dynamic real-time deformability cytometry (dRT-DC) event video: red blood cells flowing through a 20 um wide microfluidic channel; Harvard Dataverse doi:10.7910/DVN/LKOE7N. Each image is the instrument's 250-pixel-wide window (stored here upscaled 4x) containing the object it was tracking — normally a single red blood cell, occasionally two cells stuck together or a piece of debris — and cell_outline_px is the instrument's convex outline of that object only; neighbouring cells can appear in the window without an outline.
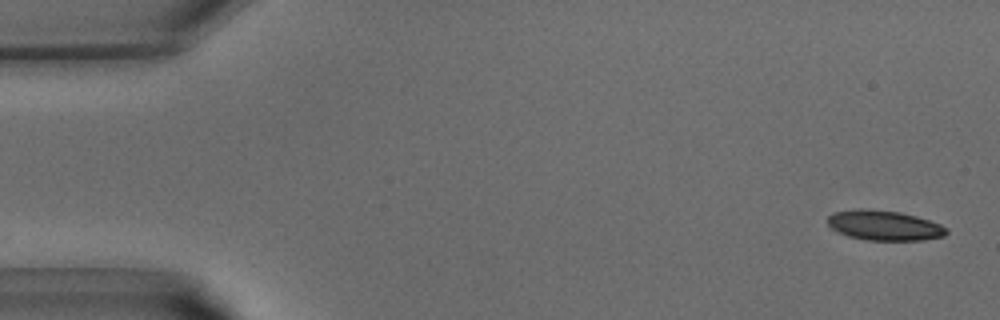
{"species": "common noctule bat (a hibernating species)", "species_latin": "Nyctalus noctula", "temperature_condition": "warm", "stored_images_in_passage": 10, "camera_frame_rate_fps": 3000, "um_per_image_px": 0.085, "animal": {"sex": "male", "body_mass_g": 15.6}, "frame": {"image": 1, "passage_image": 1, "time_ms": 0.0, "image_size_px": [1000, 320], "cell_outline_px": [[948, 232], [944, 236], [924, 240], [868, 240], [848, 236], [836, 232], [828, 224], [828, 216], [832, 212], [856, 208], [864, 208], [900, 212], [916, 216], [940, 224], [948, 228]], "centroid_in_image_um": [75.14, 19.15], "position_along_channel_um": 9.9, "area_um2": 20.92}}